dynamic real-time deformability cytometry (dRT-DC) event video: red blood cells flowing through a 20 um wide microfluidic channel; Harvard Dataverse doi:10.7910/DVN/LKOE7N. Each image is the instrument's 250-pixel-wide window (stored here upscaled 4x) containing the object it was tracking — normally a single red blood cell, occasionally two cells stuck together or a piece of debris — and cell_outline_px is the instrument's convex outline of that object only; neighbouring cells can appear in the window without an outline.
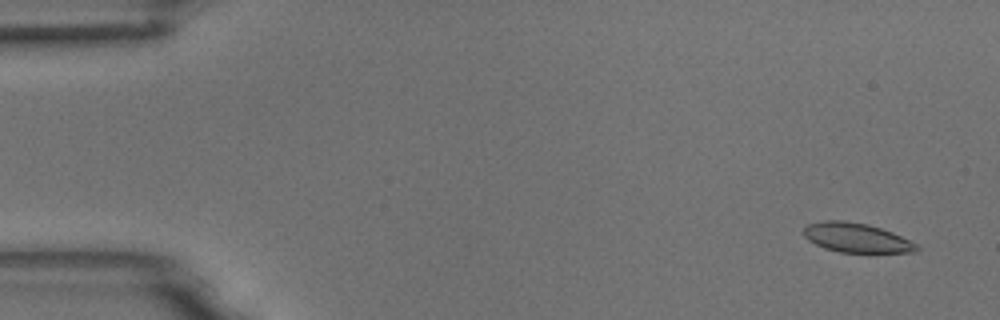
{"species": "common noctule bat (a hibernating species)", "species_latin": "Nyctalus noctula", "temperature_condition": "room temperature", "stored_images_in_passage": 5, "camera_frame_rate_fps": 3000, "um_per_image_px": 0.085, "animal": {"sex": "male", "body_mass_g": 18.8}, "frame": {"image": 1, "passage_image": 1, "time_ms": 0.0, "image_size_px": [1000, 320], "cell_outline_px": [[920, 248], [916, 252], [840, 252], [824, 248], [808, 240], [804, 236], [804, 228], [808, 224], [824, 220], [844, 220], [868, 224], [892, 232], [916, 244]], "centroid_in_image_um": [72.77, 20.2], "position_along_channel_um": 12.2, "area_um2": 19.19}}
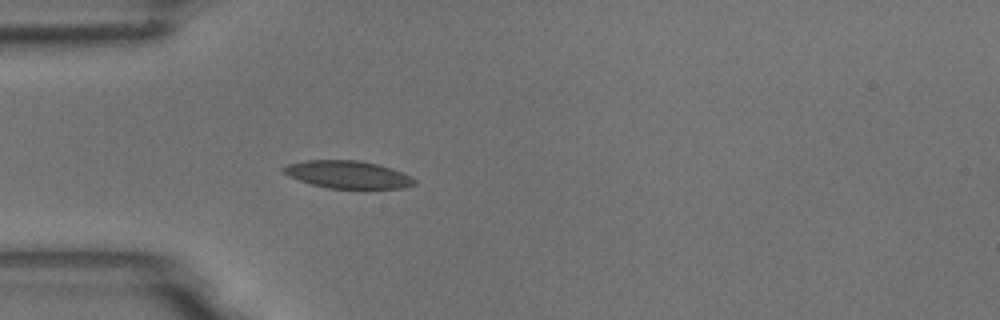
{"frame": {"image": 2, "passage_image": 5, "time_ms": 1.333, "image_size_px": [1000, 320], "cell_outline_px": [[416, 184], [404, 188], [364, 192], [328, 188], [312, 184], [288, 176], [280, 168], [288, 164], [304, 160], [356, 160], [376, 164], [392, 168], [416, 180]], "centroid_in_image_um": [29.61, 14.89], "position_along_channel_um": 55.4, "area_um2": 21.91}}